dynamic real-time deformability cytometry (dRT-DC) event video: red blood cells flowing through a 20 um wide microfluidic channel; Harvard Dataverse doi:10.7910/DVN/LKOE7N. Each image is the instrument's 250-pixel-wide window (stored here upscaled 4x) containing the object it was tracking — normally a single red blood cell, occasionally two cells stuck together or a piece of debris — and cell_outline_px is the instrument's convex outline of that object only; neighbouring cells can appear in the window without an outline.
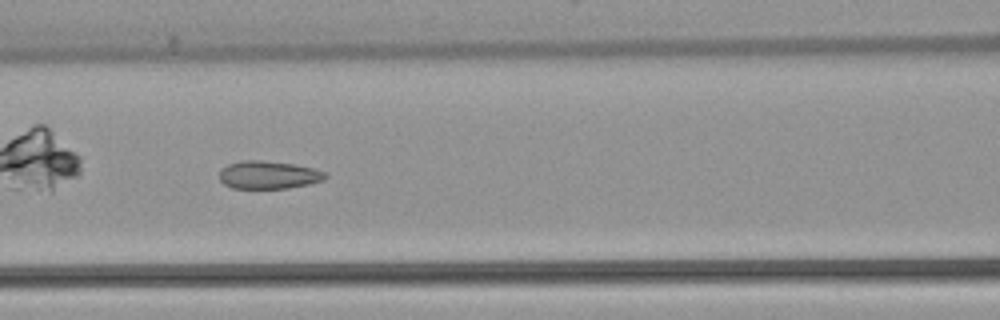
{"species": "common noctule bat (a hibernating species)", "species_latin": "Nyctalus noctula", "temperature_condition": "warm", "stored_images_in_passage": 49, "camera_frame_rate_fps": 3000, "um_per_image_px": 0.085, "animal": {"sex": "female", "body_mass_g": 22.7, "forearm_length_mm": 54.2}, "frame": {"image": 1, "passage_image": 22, "time_ms": 7.0, "image_size_px": [1000, 320], "cell_outline_px": [[328, 176], [324, 180], [308, 184], [288, 188], [232, 188], [224, 184], [220, 180], [220, 172], [228, 164], [244, 160], [260, 160], [296, 164], [316, 168], [328, 172]], "centroid_in_image_um": [22.89, 14.86], "position_along_channel_um": 143.7, "area_um2": 17.34}, "authors_computed_cell_mechanics": {"area_um2": 19.5364, "velocity_mm_per_s": 3.9133, "shape_relaxation_time_tau1_ms": null, "shape_relaxation_time_tau2_ms": 1.8158, "deformation_change_tau1": null, "deformation_change_tau2": 0.071}}